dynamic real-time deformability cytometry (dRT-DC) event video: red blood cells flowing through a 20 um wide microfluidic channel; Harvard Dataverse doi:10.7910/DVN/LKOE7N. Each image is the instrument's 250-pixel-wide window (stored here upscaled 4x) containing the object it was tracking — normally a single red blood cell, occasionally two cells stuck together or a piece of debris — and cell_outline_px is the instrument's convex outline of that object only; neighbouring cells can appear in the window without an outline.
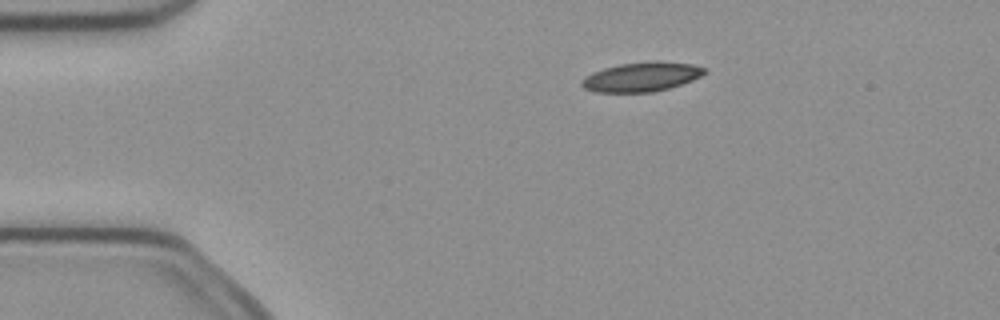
{"species": "common noctule bat (a hibernating species)", "species_latin": "Nyctalus noctula", "temperature_condition": "cold", "stored_images_in_passage": 4, "camera_frame_rate_fps": 3000, "um_per_image_px": 0.085, "animal": {"sex": "female", "body_mass_g": 21.9}, "frame": {"image": 1, "passage_image": 1, "time_ms": 0.0, "image_size_px": [1000, 320], "cell_outline_px": [[708, 72], [692, 80], [668, 88], [652, 92], [596, 92], [584, 88], [580, 84], [580, 80], [584, 76], [592, 72], [604, 68], [620, 64], [648, 60], [656, 60], [692, 64], [704, 68]], "centroid_in_image_um": [54.5, 6.52], "position_along_channel_um": 30.5, "area_um2": 21.15}}